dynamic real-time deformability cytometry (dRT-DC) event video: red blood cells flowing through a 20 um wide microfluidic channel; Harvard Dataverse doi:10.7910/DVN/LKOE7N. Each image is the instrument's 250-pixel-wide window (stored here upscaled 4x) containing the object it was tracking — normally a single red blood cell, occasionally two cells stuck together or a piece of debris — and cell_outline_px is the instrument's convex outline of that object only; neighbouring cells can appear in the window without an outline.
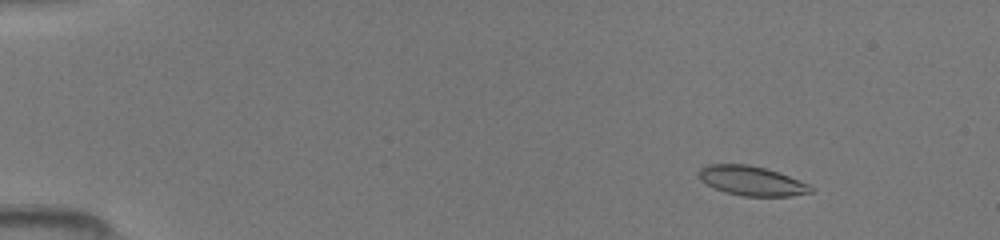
{"species": "common noctule bat (a hibernating species)", "species_latin": "Nyctalus noctula", "temperature_condition": "room temperature", "stored_images_in_passage": 20, "camera_frame_rate_fps": 3000, "um_per_image_px": 0.085, "animal": {"sex": "female", "body_mass_g": 19.5, "forearm_length_mm": 54.1}, "frame": {"image": 1, "passage_image": 6, "time_ms": 1.667, "image_size_px": [1000, 240], "cell_outline_px": [[812, 192], [792, 196], [744, 196], [724, 192], [700, 180], [700, 168], [708, 164], [748, 164], [764, 168], [788, 176], [808, 184], [812, 188]], "centroid_in_image_um": [63.88, 15.37], "position_along_channel_um": 21.1, "area_um2": 18.9}}
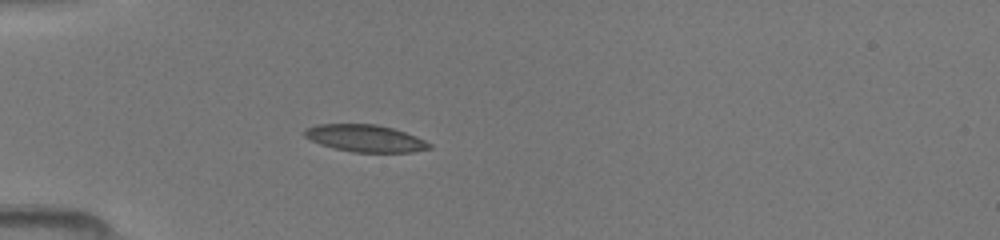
{"frame": {"image": 2, "passage_image": 14, "time_ms": 4.333, "image_size_px": [1000, 240], "cell_outline_px": [[432, 148], [412, 152], [352, 152], [320, 144], [304, 136], [304, 128], [316, 124], [376, 124], [392, 128], [416, 136], [432, 144]], "centroid_in_image_um": [31.04, 11.75], "position_along_channel_um": 54.0, "area_um2": 19.65}}
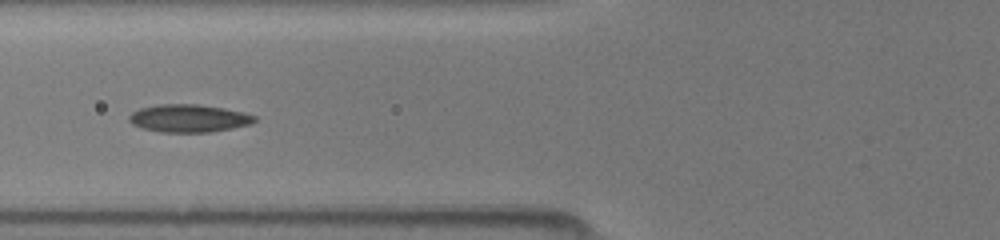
{"frame": {"image": 3, "passage_image": 18, "time_ms": 5.667, "image_size_px": [1000, 240], "cell_outline_px": [[256, 120], [252, 124], [232, 128], [208, 132], [160, 132], [140, 128], [132, 124], [128, 120], [128, 116], [132, 112], [140, 108], [156, 104], [200, 104], [224, 108], [244, 112], [256, 116]], "centroid_in_image_um": [16.03, 10.05], "position_along_channel_um": 109.8, "area_um2": 20.52}}